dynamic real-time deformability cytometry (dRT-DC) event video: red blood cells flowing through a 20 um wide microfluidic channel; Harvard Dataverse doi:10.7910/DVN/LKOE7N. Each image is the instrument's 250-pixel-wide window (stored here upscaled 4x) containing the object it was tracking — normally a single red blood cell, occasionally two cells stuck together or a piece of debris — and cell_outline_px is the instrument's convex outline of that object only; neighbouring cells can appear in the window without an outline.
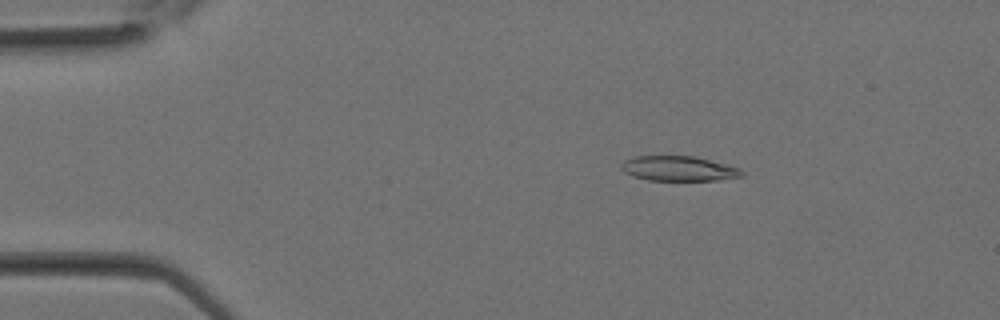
{"species": "Egyptian fruit bat (a non-hibernating species)", "species_latin": "Rousettus aegyptiacus", "temperature_condition": "room temperature", "stored_images_in_passage": 28, "camera_frame_rate_fps": 3000, "um_per_image_px": 0.085, "animal": {"sex": "female"}, "frame": {"image": 1, "passage_image": 3, "time_ms": 0.667, "image_size_px": [1000, 320], "cell_outline_px": [[744, 176], [720, 180], [648, 180], [632, 176], [624, 172], [620, 168], [620, 164], [624, 160], [636, 156], [696, 156], [740, 168], [744, 172]], "centroid_in_image_um": [57.68, 14.33], "position_along_channel_um": 27.3, "area_um2": 17.63}}
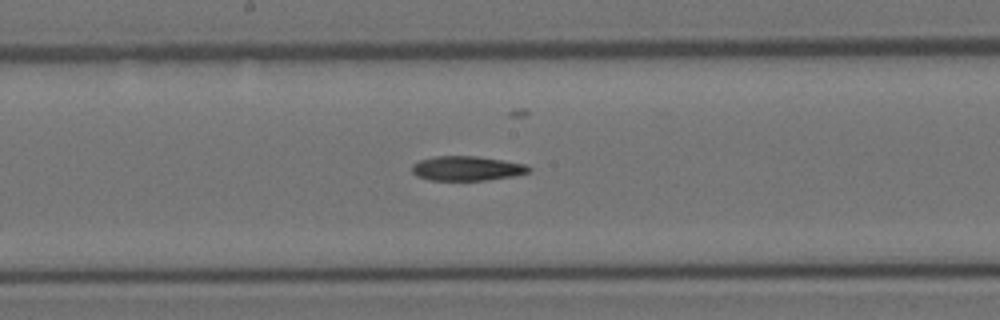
{"frame": {"image": 2, "passage_image": 14, "time_ms": 4.333, "image_size_px": [1000, 320], "cell_outline_px": [[532, 168], [528, 172], [512, 176], [484, 180], [428, 180], [416, 176], [412, 172], [412, 164], [420, 160], [436, 156], [476, 156], [504, 160], [524, 164]], "centroid_in_image_um": [39.65, 14.31], "position_along_channel_um": 208.6, "area_um2": 16.65}}
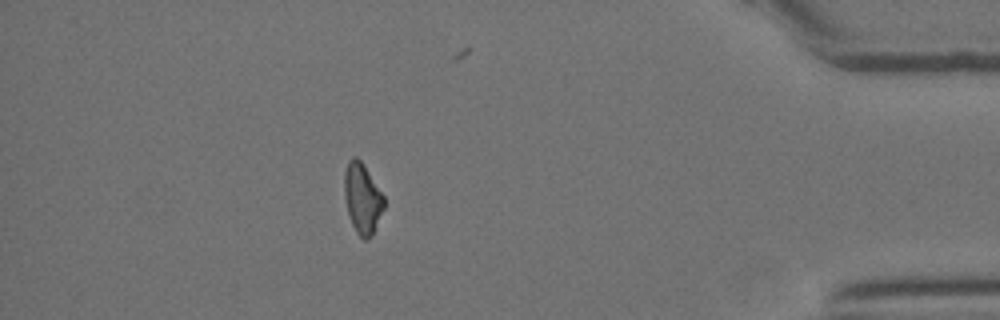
{"frame": {"image": 3, "passage_image": 25, "time_ms": 8.0, "image_size_px": [1000, 320], "cell_outline_px": [[384, 208], [372, 236], [368, 240], [364, 240], [356, 232], [348, 216], [344, 196], [344, 172], [348, 160], [352, 156], [356, 156], [364, 164], [384, 196]], "centroid_in_image_um": [30.79, 16.85], "position_along_channel_um": 404.4, "area_um2": 16.47}}